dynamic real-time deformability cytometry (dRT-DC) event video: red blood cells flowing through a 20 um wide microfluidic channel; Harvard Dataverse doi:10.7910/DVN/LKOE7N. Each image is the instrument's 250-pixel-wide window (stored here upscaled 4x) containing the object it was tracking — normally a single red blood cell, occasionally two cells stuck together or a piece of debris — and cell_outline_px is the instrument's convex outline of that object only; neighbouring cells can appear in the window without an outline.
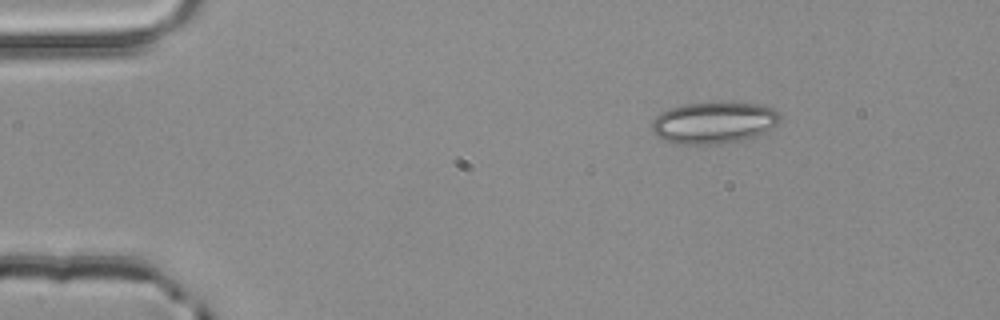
{"species": "common noctule bat (a hibernating species)", "species_latin": "Nyctalus noctula", "temperature_condition": "room temperature", "stored_images_in_passage": 4, "camera_frame_rate_fps": 3000, "um_per_image_px": 0.085, "animal": {"sex": "male", "body_mass_g": 20.4}, "frame": {"image": 1, "passage_image": 1, "time_ms": 0.0, "image_size_px": [1000, 320], "cell_outline_px": [[780, 120], [768, 132], [756, 136], [740, 140], [716, 144], [680, 144], [664, 140], [656, 136], [652, 132], [652, 120], [660, 112], [668, 108], [684, 104], [760, 104], [772, 108], [780, 112]], "centroid_in_image_um": [60.66, 10.45], "position_along_channel_um": 24.3, "area_um2": 30.87}}